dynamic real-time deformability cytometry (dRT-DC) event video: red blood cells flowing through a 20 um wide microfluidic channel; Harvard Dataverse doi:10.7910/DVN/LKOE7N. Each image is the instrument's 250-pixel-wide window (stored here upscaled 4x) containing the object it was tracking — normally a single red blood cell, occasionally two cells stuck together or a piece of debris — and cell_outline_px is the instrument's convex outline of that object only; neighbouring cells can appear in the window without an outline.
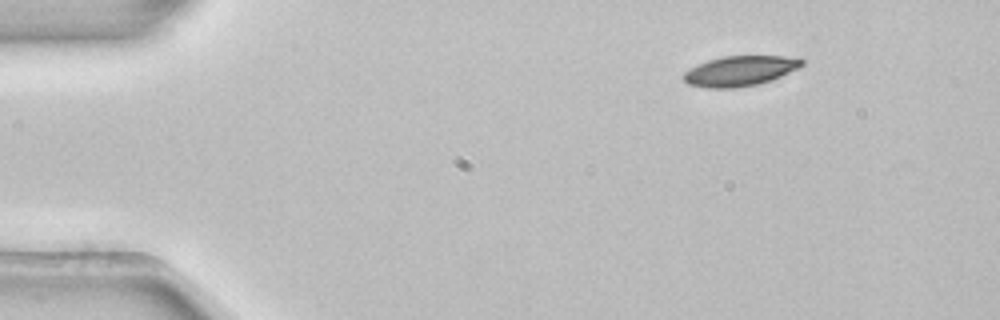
{"species": "common noctule bat (a hibernating species)", "species_latin": "Nyctalus noctula", "temperature_condition": "room temperature", "stored_images_in_passage": 3, "camera_frame_rate_fps": 3000, "um_per_image_px": 0.085, "animal": {"sex": "female", "body_mass_g": 22.7, "forearm_length_mm": 54.2}, "frame": {"image": 1, "passage_image": 1, "time_ms": 0.0, "image_size_px": [1000, 320], "cell_outline_px": [[804, 64], [800, 68], [772, 80], [760, 84], [736, 88], [708, 88], [688, 84], [684, 80], [684, 72], [708, 60], [724, 56], [784, 56], [804, 60]], "centroid_in_image_um": [62.94, 6.04], "position_along_channel_um": 22.1, "area_um2": 20.69}}
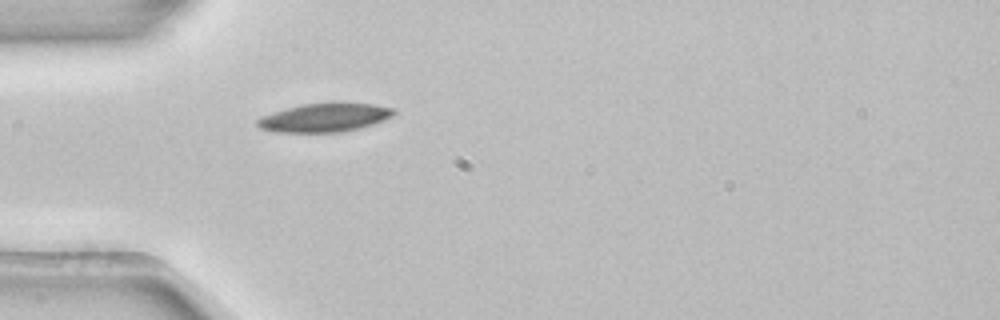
{"frame": {"image": 2, "passage_image": 3, "time_ms": 0.667, "image_size_px": [1000, 320], "cell_outline_px": [[396, 112], [392, 116], [384, 120], [360, 128], [340, 132], [276, 132], [260, 128], [256, 124], [256, 120], [260, 116], [272, 112], [304, 104], [336, 100], [340, 100], [376, 104], [396, 108]], "centroid_in_image_um": [27.64, 9.95], "position_along_channel_um": 57.4, "area_um2": 23.52}}